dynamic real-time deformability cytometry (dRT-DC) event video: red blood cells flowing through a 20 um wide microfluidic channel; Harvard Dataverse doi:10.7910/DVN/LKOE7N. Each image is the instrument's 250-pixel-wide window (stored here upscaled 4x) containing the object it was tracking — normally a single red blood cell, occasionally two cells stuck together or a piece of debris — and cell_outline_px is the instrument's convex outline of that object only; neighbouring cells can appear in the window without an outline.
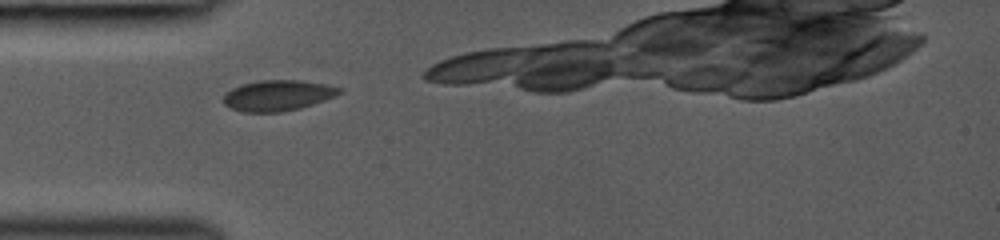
{"species": "common noctule bat (a hibernating species)", "species_latin": "Nyctalus noctula", "temperature_condition": "room temperature", "stored_images_in_passage": 6, "camera_frame_rate_fps": 3000, "um_per_image_px": 0.085, "animal": {"sex": "female", "body_mass_g": 19.0, "forearm_length_mm": 53.3}, "frame": {"image": 1, "passage_image": 1, "time_ms": 0.0, "image_size_px": [1000, 240], "cell_outline_px": [[344, 92], [324, 100], [300, 108], [280, 112], [244, 112], [232, 108], [224, 104], [224, 92], [240, 84], [256, 80], [300, 80], [324, 84], [344, 88]], "centroid_in_image_um": [23.61, 8.1], "position_along_channel_um": 61.4, "area_um2": 20.87}}